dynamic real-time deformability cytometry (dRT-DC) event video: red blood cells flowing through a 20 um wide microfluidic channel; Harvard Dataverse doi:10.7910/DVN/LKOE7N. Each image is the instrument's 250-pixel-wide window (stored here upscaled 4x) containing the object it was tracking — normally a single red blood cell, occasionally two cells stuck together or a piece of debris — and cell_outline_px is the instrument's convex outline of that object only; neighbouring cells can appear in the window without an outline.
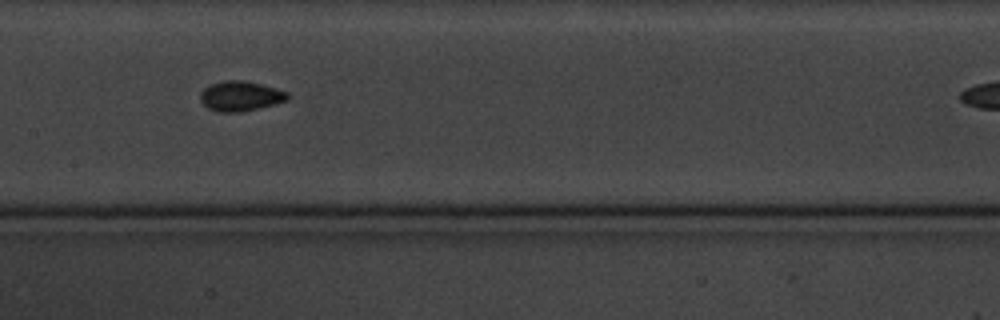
{"species": "common noctule bat (a hibernating species)", "species_latin": "Nyctalus noctula", "temperature_condition": "cold", "stored_images_in_passage": 12, "camera_frame_rate_fps": 3000, "um_per_image_px": 0.085, "animal": {"sex": "male", "body_mass_g": 20.1, "forearm_length_mm": 53.5}, "frame": {"image": 1, "passage_image": 6, "time_ms": 5.667, "image_size_px": [1000, 320], "cell_outline_px": [[288, 100], [260, 108], [240, 112], [216, 112], [208, 108], [200, 100], [200, 92], [204, 88], [212, 84], [224, 80], [244, 80], [276, 88], [288, 92]], "centroid_in_image_um": [20.43, 8.17], "position_along_channel_um": 187.0, "area_um2": 15.26}}
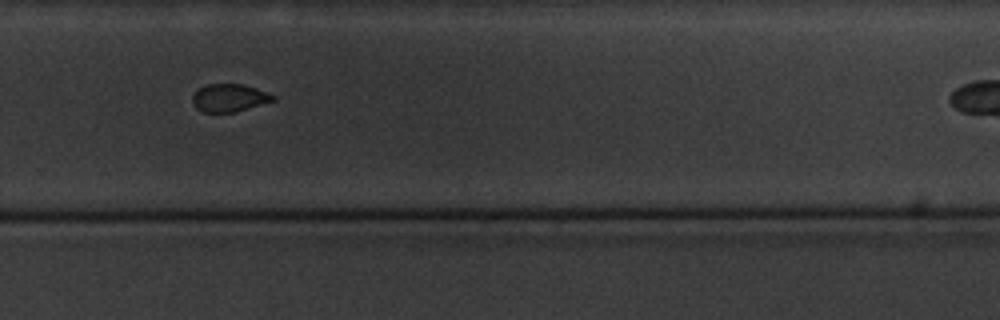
{"frame": {"image": 2, "passage_image": 9, "time_ms": 9.333, "image_size_px": [1000, 320], "cell_outline_px": [[276, 100], [236, 112], [204, 112], [196, 108], [192, 100], [192, 96], [200, 88], [208, 84], [244, 84], [256, 88], [276, 96]], "centroid_in_image_um": [19.52, 8.32], "position_along_channel_um": 310.3, "area_um2": 13.01}}
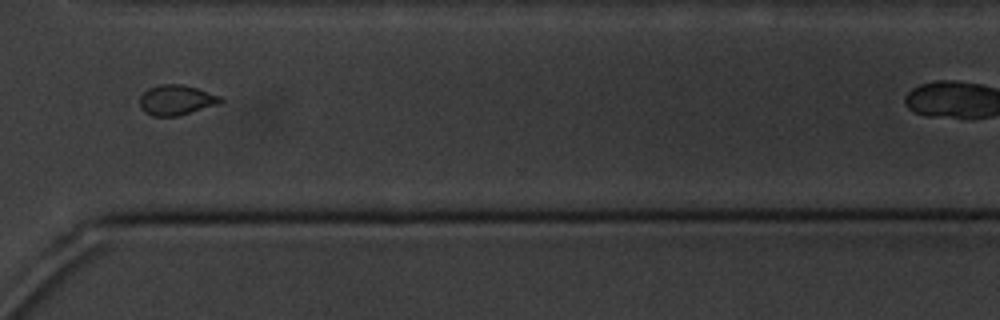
{"frame": {"image": 3, "passage_image": 10, "time_ms": 10.667, "image_size_px": [1000, 320], "cell_outline_px": [[224, 100], [220, 104], [176, 116], [152, 116], [144, 112], [140, 108], [140, 96], [148, 88], [160, 84], [180, 84], [196, 88], [220, 96]], "centroid_in_image_um": [14.97, 8.5], "position_along_channel_um": 355.6, "area_um2": 14.16}}